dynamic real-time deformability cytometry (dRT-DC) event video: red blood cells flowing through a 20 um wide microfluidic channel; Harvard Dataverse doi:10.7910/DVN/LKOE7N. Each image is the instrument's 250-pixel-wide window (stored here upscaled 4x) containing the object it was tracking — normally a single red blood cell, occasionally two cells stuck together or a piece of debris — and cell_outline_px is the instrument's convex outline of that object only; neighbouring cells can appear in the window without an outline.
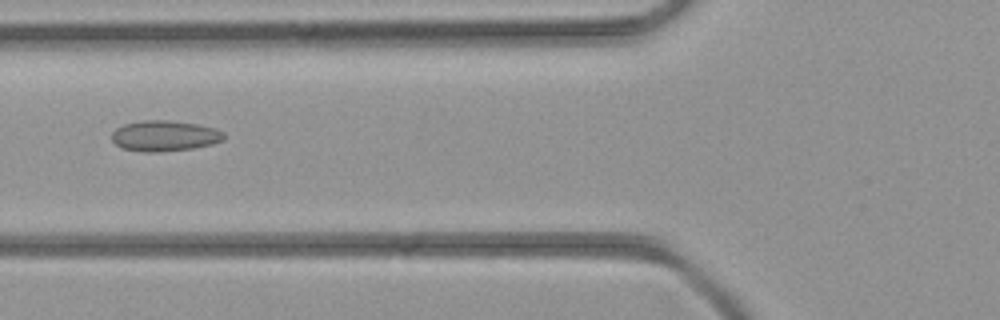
{"species": "common noctule bat (a hibernating species)", "species_latin": "Nyctalus noctula", "temperature_condition": "room temperature", "stored_images_in_passage": 43, "camera_frame_rate_fps": 3000, "um_per_image_px": 0.085, "animal": {"sex": "female", "body_mass_g": 21.9}, "frame": {"image": 1, "passage_image": 17, "time_ms": 5.333, "image_size_px": [1000, 320], "cell_outline_px": [[224, 140], [212, 144], [192, 148], [156, 152], [144, 152], [124, 148], [116, 144], [112, 140], [112, 132], [116, 128], [124, 124], [144, 120], [168, 120], [196, 124], [216, 128], [224, 132]], "centroid_in_image_um": [14.0, 11.54], "position_along_channel_um": 111.8, "area_um2": 19.94}}
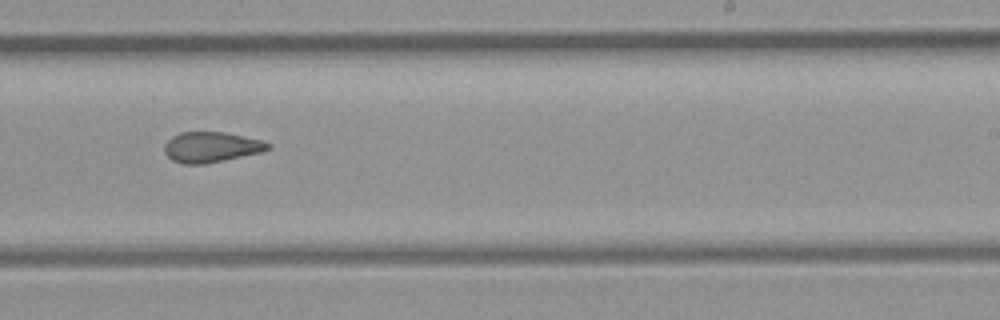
{"frame": {"image": 2, "passage_image": 27, "time_ms": 8.667, "image_size_px": [1000, 320], "cell_outline_px": [[272, 148], [260, 152], [224, 160], [204, 164], [184, 164], [172, 160], [164, 152], [164, 144], [172, 136], [180, 132], [224, 132], [264, 140], [272, 144]], "centroid_in_image_um": [17.97, 12.49], "position_along_channel_um": 271.0, "area_um2": 18.44}}
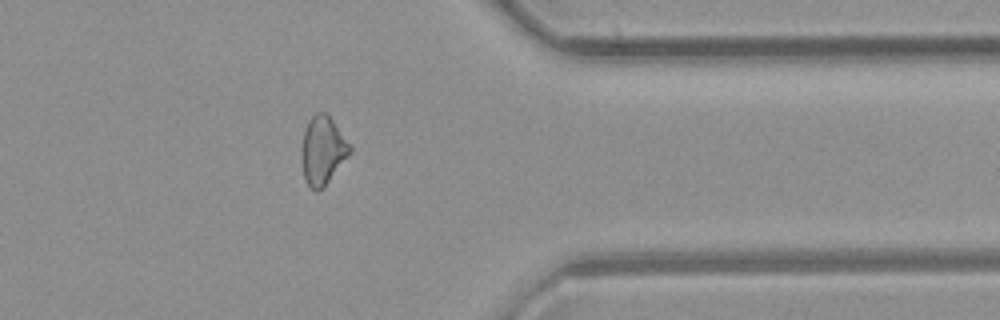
{"frame": {"image": 3, "passage_image": 35, "time_ms": 11.333, "image_size_px": [1000, 320], "cell_outline_px": [[352, 152], [324, 188], [316, 192], [308, 184], [304, 176], [300, 152], [300, 148], [304, 132], [308, 120], [316, 112], [324, 112], [332, 120], [352, 148]], "centroid_in_image_um": [27.42, 12.81], "position_along_channel_um": 384.0, "area_um2": 19.25}}